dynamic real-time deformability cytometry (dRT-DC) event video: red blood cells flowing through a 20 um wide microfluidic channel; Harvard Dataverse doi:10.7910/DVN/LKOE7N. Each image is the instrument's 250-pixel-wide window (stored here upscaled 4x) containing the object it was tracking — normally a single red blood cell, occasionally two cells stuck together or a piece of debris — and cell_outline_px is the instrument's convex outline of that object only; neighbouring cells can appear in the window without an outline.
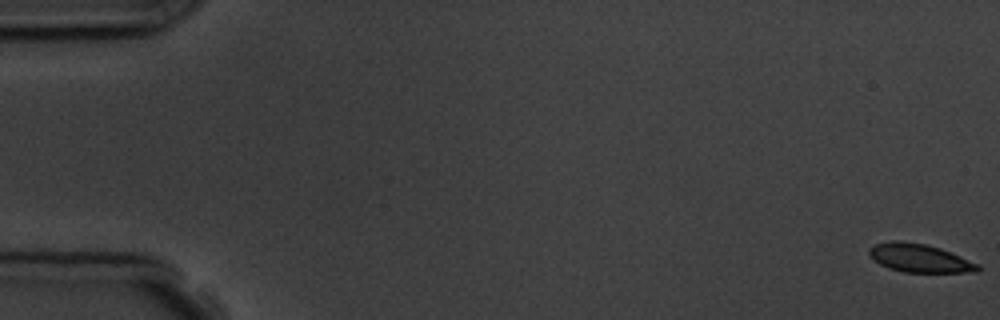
{"species": "common noctule bat (a hibernating species)", "species_latin": "Nyctalus noctula", "temperature_condition": "room temperature", "stored_images_in_passage": 5, "camera_frame_rate_fps": 3000, "um_per_image_px": 0.085, "animal": {"sex": "male", "body_mass_g": 19.5, "forearm_length_mm": 54.6}, "frame": {"image": 1, "passage_image": 1, "time_ms": 0.0, "image_size_px": [1000, 320], "cell_outline_px": [[980, 268], [976, 272], [904, 272], [888, 268], [880, 264], [868, 252], [868, 248], [876, 244], [892, 240], [900, 240], [924, 244], [940, 248], [980, 264]], "centroid_in_image_um": [78.17, 21.94], "position_along_channel_um": 6.8, "area_um2": 17.8}}
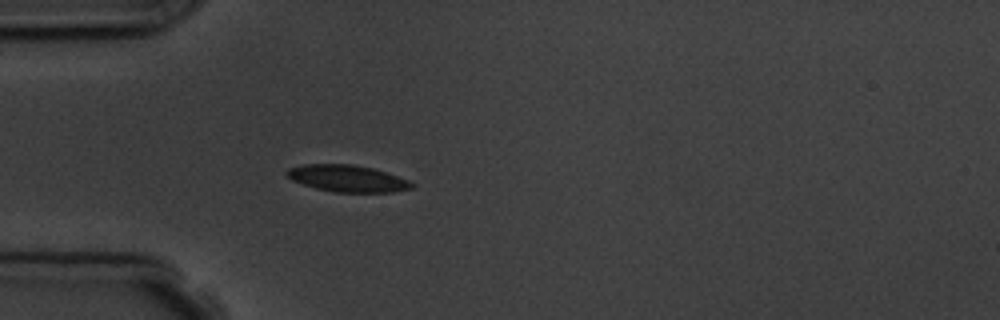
{"frame": {"image": 2, "passage_image": 5, "time_ms": 5.333, "image_size_px": [1000, 320], "cell_outline_px": [[416, 184], [412, 188], [392, 192], [336, 192], [316, 188], [292, 180], [284, 172], [288, 168], [300, 164], [352, 164], [372, 168], [408, 180]], "centroid_in_image_um": [29.5, 15.16], "position_along_channel_um": 55.5, "area_um2": 19.36}}